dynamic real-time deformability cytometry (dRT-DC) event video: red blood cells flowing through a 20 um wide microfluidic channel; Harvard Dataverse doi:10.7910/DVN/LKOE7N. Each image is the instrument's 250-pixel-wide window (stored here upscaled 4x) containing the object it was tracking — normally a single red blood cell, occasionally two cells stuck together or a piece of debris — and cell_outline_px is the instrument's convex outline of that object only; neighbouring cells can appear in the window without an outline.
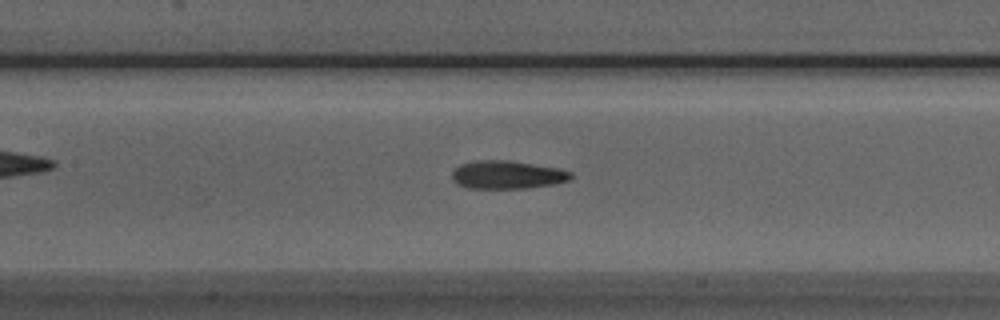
{"species": "Egyptian fruit bat (a non-hibernating species)", "species_latin": "Rousettus aegyptiacus", "temperature_condition": "room temperature", "stored_images_in_passage": 49, "camera_frame_rate_fps": 3000, "um_per_image_px": 0.085, "animal": {"sex": "male"}, "frame": {"image": 1, "passage_image": 20, "time_ms": 6.333, "image_size_px": [1000, 320], "cell_outline_px": [[572, 176], [568, 180], [556, 184], [524, 188], [468, 188], [456, 184], [452, 180], [452, 172], [460, 164], [472, 160], [508, 160], [560, 168], [572, 172]], "centroid_in_image_um": [43.1, 14.85], "position_along_channel_um": 164.3, "area_um2": 19.65}}
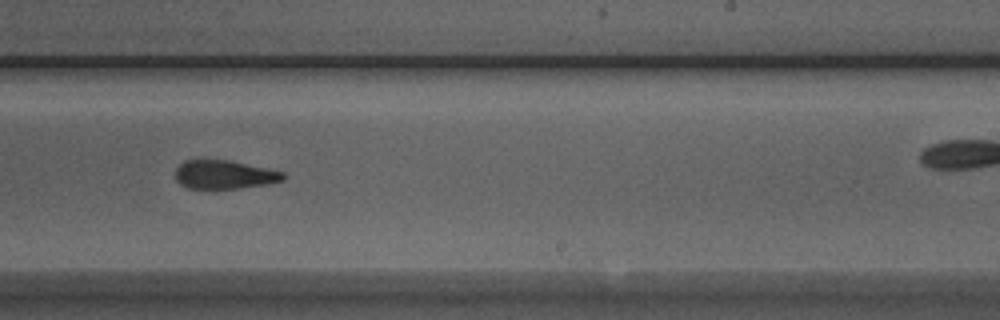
{"frame": {"image": 2, "passage_image": 28, "time_ms": 9.0, "image_size_px": [1000, 320], "cell_outline_px": [[288, 176], [284, 180], [268, 184], [240, 188], [188, 188], [180, 184], [176, 180], [176, 168], [184, 160], [228, 160], [268, 168], [284, 172]], "centroid_in_image_um": [19.11, 14.84], "position_along_channel_um": 269.9, "area_um2": 18.03}}
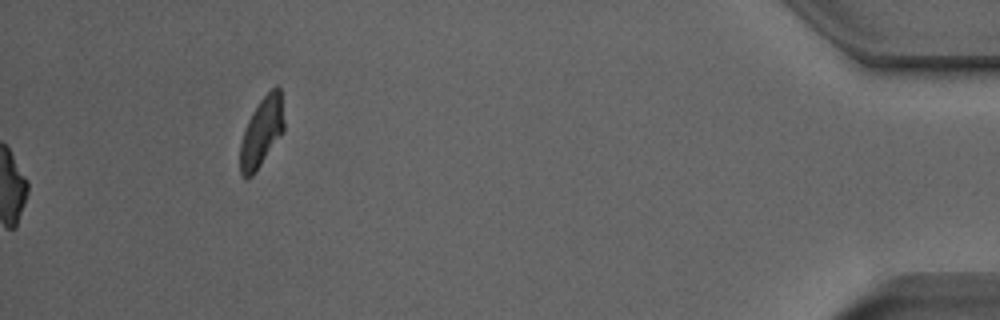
{"frame": {"image": 3, "passage_image": 49, "time_ms": 16.0, "image_size_px": [1000, 320], "cell_outline_px": [[284, 132], [252, 176], [244, 176], [240, 172], [240, 144], [248, 120], [252, 112], [260, 100], [276, 84], [280, 88], [284, 120]], "centroid_in_image_um": [22.26, 11.19], "position_along_channel_um": 412.9, "area_um2": 17.57}, "authors_computed_cell_mechanics": {"area_um2": 19.0162, "velocity_mm_per_s": 3.9736, "shape_relaxation_time_tau1_ms": 4.3813, "shape_relaxation_time_tau2_ms": 1.6426, "deformation_change_tau1": 0.154, "deformation_change_tau2": 0.0855}}